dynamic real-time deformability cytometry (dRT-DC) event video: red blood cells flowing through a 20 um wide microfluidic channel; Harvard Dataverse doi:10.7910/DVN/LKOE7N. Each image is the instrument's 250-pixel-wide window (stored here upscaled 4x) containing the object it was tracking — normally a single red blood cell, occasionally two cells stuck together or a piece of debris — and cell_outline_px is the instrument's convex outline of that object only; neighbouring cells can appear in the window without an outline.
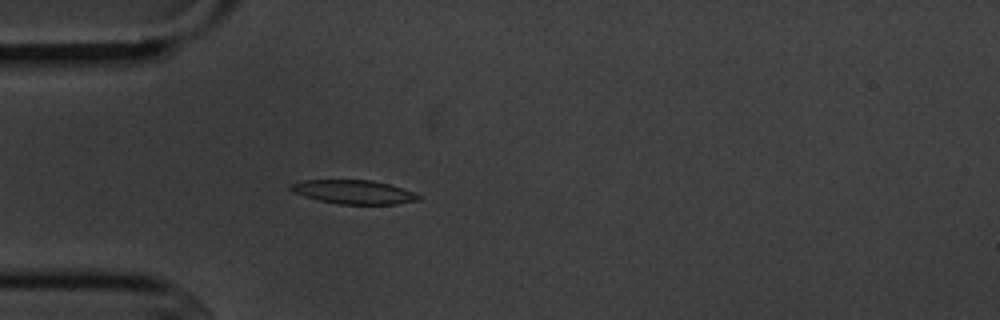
{"species": "common noctule bat (a hibernating species)", "species_latin": "Nyctalus noctula", "temperature_condition": "cold", "stored_images_in_passage": 5, "camera_frame_rate_fps": 3000, "um_per_image_px": 0.085, "animal": {"sex": "male", "body_mass_g": 20.1, "forearm_length_mm": 53.5}, "frame": {"image": 1, "passage_image": 5, "time_ms": 4.667, "image_size_px": [1000, 320], "cell_outline_px": [[420, 200], [396, 204], [340, 204], [320, 200], [304, 196], [292, 192], [288, 188], [288, 184], [304, 180], [372, 180], [388, 184], [412, 192], [420, 196]], "centroid_in_image_um": [30.01, 16.31], "position_along_channel_um": 55.0, "area_um2": 17.63}}